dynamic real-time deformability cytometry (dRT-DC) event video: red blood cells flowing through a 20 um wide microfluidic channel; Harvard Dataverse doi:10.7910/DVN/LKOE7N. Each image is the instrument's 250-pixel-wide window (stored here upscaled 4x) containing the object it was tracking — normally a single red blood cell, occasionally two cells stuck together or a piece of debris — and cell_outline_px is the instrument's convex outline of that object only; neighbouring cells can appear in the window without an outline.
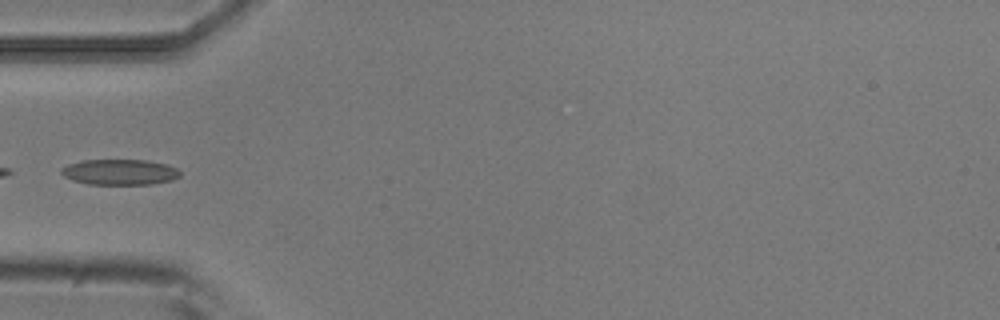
{"species": "common noctule bat (a hibernating species)", "species_latin": "Nyctalus noctula", "temperature_condition": "room temperature", "stored_images_in_passage": 1, "camera_frame_rate_fps": 3000, "um_per_image_px": 0.085, "animal": {"sex": "male", "body_mass_g": 20.5, "forearm_length_mm": 52.5}, "frame": {"image": 1, "passage_image": 1, "time_ms": 0.0, "image_size_px": [1000, 320], "cell_outline_px": [[180, 176], [172, 180], [152, 184], [88, 184], [72, 180], [64, 176], [60, 172], [60, 168], [68, 164], [80, 160], [144, 160], [168, 164], [176, 168], [180, 172]], "centroid_in_image_um": [10.16, 14.62], "position_along_channel_um": 74.8, "area_um2": 17.8}}